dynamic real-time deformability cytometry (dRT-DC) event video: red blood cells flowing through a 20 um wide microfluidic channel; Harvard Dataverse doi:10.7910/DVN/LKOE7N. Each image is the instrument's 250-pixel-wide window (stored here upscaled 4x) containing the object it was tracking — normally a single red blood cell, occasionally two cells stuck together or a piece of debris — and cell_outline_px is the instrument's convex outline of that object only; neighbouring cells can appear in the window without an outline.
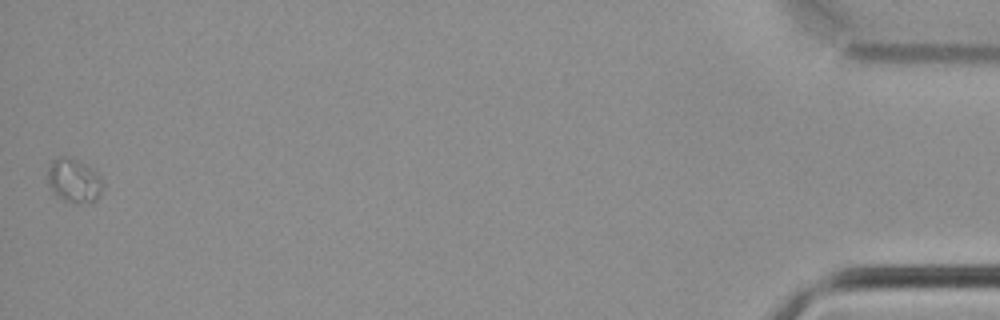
{"species": "common noctule bat (a hibernating species)", "species_latin": "Nyctalus noctula", "temperature_condition": "cold", "stored_images_in_passage": 36, "camera_frame_rate_fps": 3000, "um_per_image_px": 0.085, "animal": {"sex": "male", "body_mass_g": 21.5, "forearm_length_mm": 52.0}, "frame": {"image": 1, "passage_image": 36, "time_ms": 11.667, "image_size_px": [1000, 320], "cell_outline_px": [[104, 188], [96, 200], [92, 204], [76, 204], [64, 200], [52, 192], [48, 184], [48, 168], [52, 160], [60, 156], [68, 156], [80, 160], [96, 172], [100, 176], [104, 184]], "centroid_in_image_um": [6.31, 15.37], "position_along_channel_um": 428.9, "area_um2": 14.57}}